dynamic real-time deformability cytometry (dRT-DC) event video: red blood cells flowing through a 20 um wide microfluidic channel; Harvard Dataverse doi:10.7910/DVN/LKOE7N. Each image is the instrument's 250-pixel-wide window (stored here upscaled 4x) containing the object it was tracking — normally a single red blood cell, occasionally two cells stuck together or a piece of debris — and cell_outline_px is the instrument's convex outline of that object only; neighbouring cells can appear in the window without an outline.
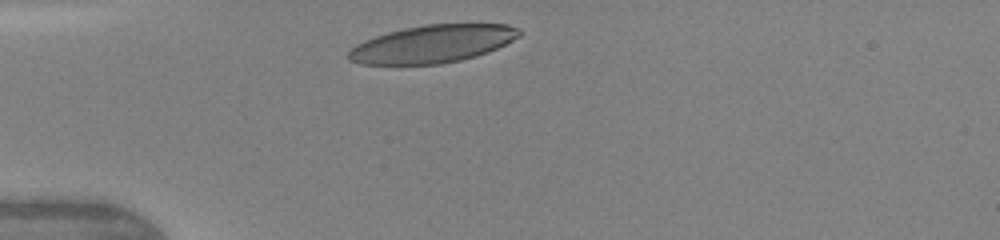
{"species": "human", "species_latin": "Homo sapiens", "temperature_condition": "warm", "stored_images_in_passage": 2, "camera_frame_rate_fps": 3000, "um_per_image_px": 0.085, "donor": {"sex": "female"}, "frame": {"image": 1, "passage_image": 1, "time_ms": 0.0, "image_size_px": [1000, 240], "cell_outline_px": [[520, 36], [488, 52], [476, 56], [460, 60], [440, 64], [360, 64], [348, 60], [348, 52], [356, 44], [364, 40], [388, 32], [404, 28], [424, 24], [508, 24], [520, 28]], "centroid_in_image_um": [36.76, 3.73], "position_along_channel_um": 48.2, "area_um2": 37.4}}